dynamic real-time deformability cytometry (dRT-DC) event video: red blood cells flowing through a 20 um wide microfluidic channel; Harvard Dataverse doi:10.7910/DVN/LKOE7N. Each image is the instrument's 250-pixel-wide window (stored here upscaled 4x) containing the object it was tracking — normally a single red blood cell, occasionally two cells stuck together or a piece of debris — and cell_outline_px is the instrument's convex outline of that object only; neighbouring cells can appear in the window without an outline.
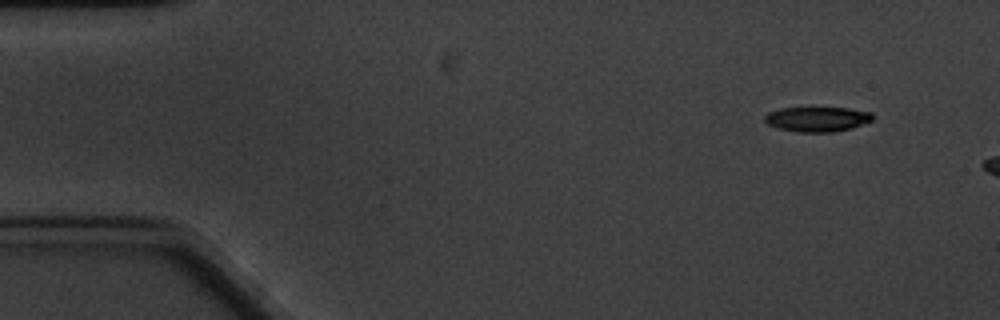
{"species": "common noctule bat (a hibernating species)", "species_latin": "Nyctalus noctula", "temperature_condition": "cold", "stored_images_in_passage": 3, "camera_frame_rate_fps": 3000, "um_per_image_px": 0.085, "animal": {"sex": "male", "body_mass_g": 20.1, "forearm_length_mm": 53.5}, "frame": {"image": 1, "passage_image": 1, "time_ms": 0.0, "image_size_px": [1000, 320], "cell_outline_px": [[872, 120], [852, 128], [832, 132], [800, 132], [780, 128], [768, 124], [764, 120], [764, 116], [768, 112], [780, 108], [808, 104], [848, 108], [872, 112]], "centroid_in_image_um": [69.44, 10.06], "position_along_channel_um": 15.6, "area_um2": 16.47}}